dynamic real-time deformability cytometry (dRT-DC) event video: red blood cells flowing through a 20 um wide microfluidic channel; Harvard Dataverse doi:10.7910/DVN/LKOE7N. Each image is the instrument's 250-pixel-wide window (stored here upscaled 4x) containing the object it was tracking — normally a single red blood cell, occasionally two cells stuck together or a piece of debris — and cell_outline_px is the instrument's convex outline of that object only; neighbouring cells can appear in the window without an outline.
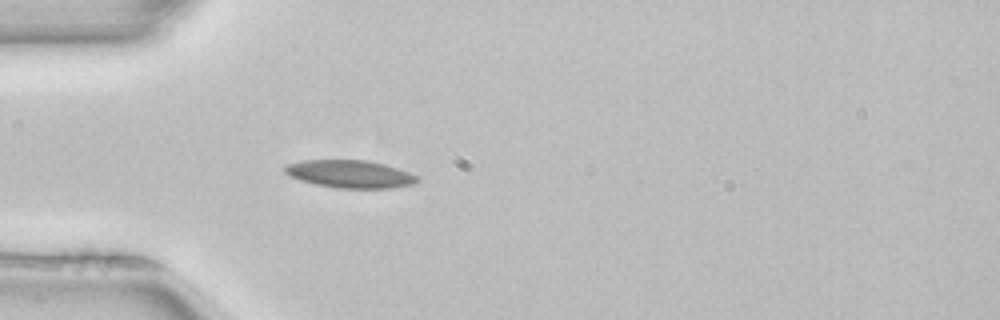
{"species": "common noctule bat (a hibernating species)", "species_latin": "Nyctalus noctula", "temperature_condition": "room temperature", "stored_images_in_passage": 37, "camera_frame_rate_fps": 3000, "um_per_image_px": 0.085, "animal": {"sex": "female", "body_mass_g": 22.7, "forearm_length_mm": 54.2}, "frame": {"image": 1, "passage_image": 1, "time_ms": 0.0, "image_size_px": [1000, 320], "cell_outline_px": [[420, 180], [416, 184], [392, 188], [336, 188], [316, 184], [300, 180], [288, 176], [284, 172], [284, 164], [300, 160], [368, 160], [384, 164], [420, 176]], "centroid_in_image_um": [29.74, 14.79], "position_along_channel_um": 55.3, "area_um2": 21.68}}
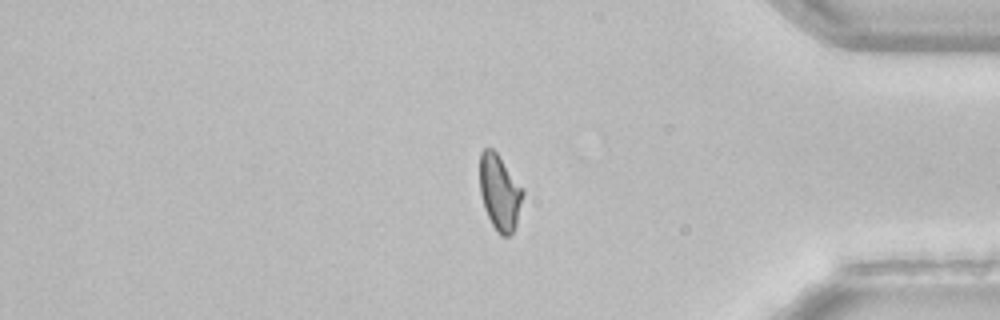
{"frame": {"image": 2, "passage_image": 29, "time_ms": 9.333, "image_size_px": [1000, 320], "cell_outline_px": [[524, 196], [516, 224], [512, 232], [508, 236], [500, 236], [496, 232], [484, 208], [480, 192], [480, 152], [484, 148], [492, 148], [496, 152], [524, 188]], "centroid_in_image_um": [42.48, 16.35], "position_along_channel_um": 392.7, "area_um2": 19.13}}
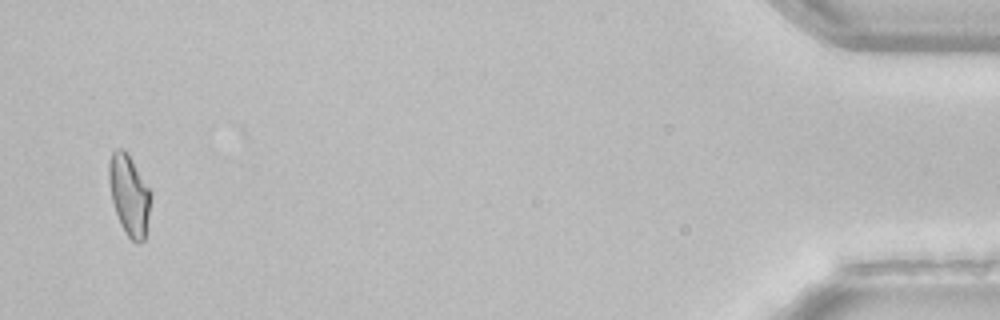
{"frame": {"image": 3, "passage_image": 36, "time_ms": 11.667, "image_size_px": [1000, 320], "cell_outline_px": [[152, 192], [144, 240], [132, 240], [128, 236], [120, 224], [112, 200], [108, 180], [108, 160], [112, 152], [116, 148], [124, 148]], "centroid_in_image_um": [10.96, 16.51], "position_along_channel_um": 424.2, "area_um2": 19.42}, "authors_computed_cell_mechanics": {"area_um2": 19.652, "velocity_mm_per_s": 3.9706, "shape_relaxation_time_tau1_ms": null, "shape_relaxation_time_tau2_ms": 9.9945, "deformation_change_tau1": null, "deformation_change_tau2": 0.1531}}